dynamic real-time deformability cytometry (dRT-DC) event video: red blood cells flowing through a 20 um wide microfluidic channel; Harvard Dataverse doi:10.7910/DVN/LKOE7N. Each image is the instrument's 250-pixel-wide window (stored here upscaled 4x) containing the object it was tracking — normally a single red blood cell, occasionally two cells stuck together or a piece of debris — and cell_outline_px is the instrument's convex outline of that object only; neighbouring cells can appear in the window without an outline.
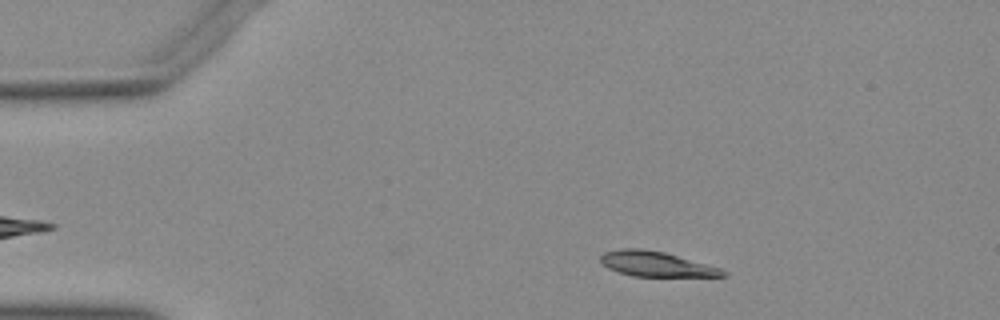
{"species": "Egyptian fruit bat (a non-hibernating species)", "species_latin": "Rousettus aegyptiacus", "temperature_condition": "warm", "stored_images_in_passage": 22, "camera_frame_rate_fps": 3000, "um_per_image_px": 0.085, "animal": {"sex": "female"}, "frame": {"image": 1, "passage_image": 7, "time_ms": 2.0, "image_size_px": [1000, 320], "cell_outline_px": [[728, 276], [632, 276], [608, 268], [600, 260], [600, 256], [604, 252], [620, 248], [640, 248], [664, 252], [720, 268], [728, 272]], "centroid_in_image_um": [55.76, 22.44], "position_along_channel_um": 29.2, "area_um2": 17.63}}
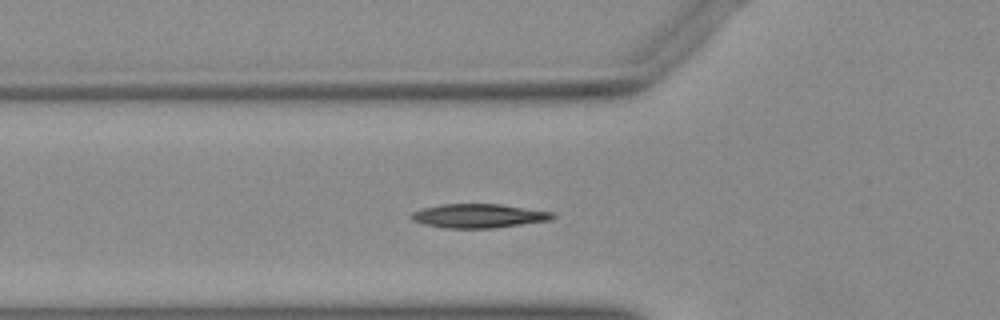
{"frame": {"image": 2, "passage_image": 16, "time_ms": 5.0, "image_size_px": [1000, 320], "cell_outline_px": [[556, 216], [552, 220], [492, 228], [444, 228], [424, 224], [412, 220], [408, 216], [412, 212], [424, 208], [440, 204], [500, 204], [556, 212]], "centroid_in_image_um": [40.71, 18.34], "position_along_channel_um": 85.1, "area_um2": 19.88}}
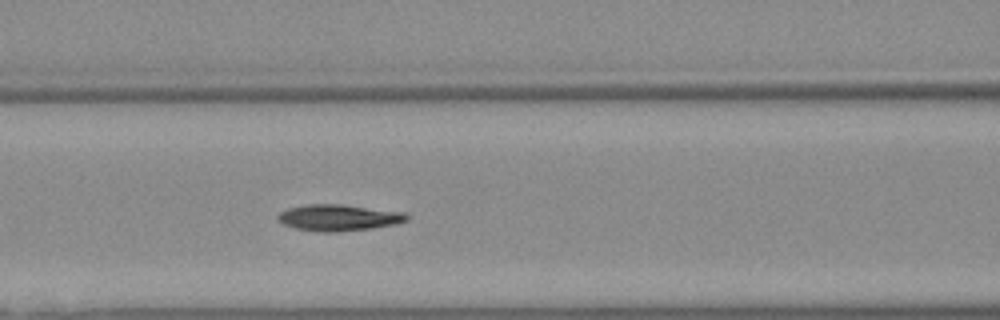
{"frame": {"image": 3, "passage_image": 20, "time_ms": 6.333, "image_size_px": [1000, 320], "cell_outline_px": [[408, 220], [396, 224], [372, 228], [336, 232], [324, 232], [296, 228], [284, 224], [276, 216], [280, 212], [288, 208], [304, 204], [344, 204], [404, 212], [408, 216]], "centroid_in_image_um": [28.8, 18.49], "position_along_channel_um": 137.8, "area_um2": 19.77}}